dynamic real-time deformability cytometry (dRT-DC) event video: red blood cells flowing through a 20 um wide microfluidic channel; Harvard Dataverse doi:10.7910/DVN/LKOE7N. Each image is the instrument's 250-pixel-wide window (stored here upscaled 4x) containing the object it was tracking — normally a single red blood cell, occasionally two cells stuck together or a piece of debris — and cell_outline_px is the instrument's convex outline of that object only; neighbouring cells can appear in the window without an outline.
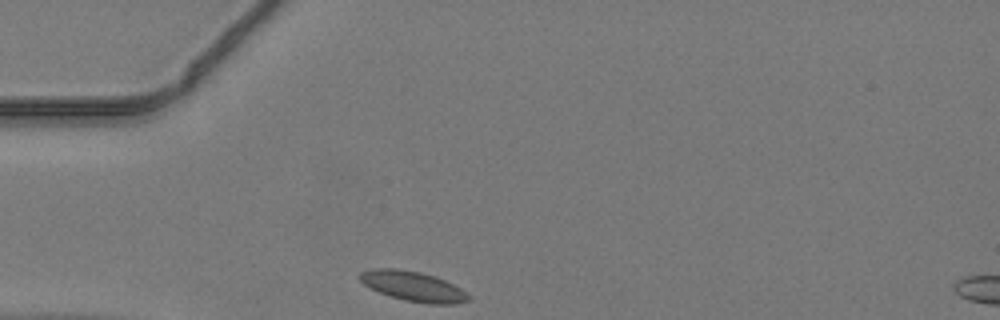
{"species": "common noctule bat (a hibernating species)", "species_latin": "Nyctalus noctula", "temperature_condition": "warm", "stored_images_in_passage": 28, "camera_frame_rate_fps": 3000, "um_per_image_px": 0.085, "animal": {"sex": "male", "body_mass_g": 19.2, "forearm_length_mm": 51.8}, "frame": {"image": 1, "passage_image": 1, "time_ms": 0.0, "image_size_px": [1000, 320], "cell_outline_px": [[472, 300], [456, 304], [428, 304], [404, 300], [380, 292], [364, 284], [360, 280], [360, 272], [372, 268], [400, 268], [420, 272], [436, 276], [460, 288]], "centroid_in_image_um": [35.13, 24.32], "position_along_channel_um": 49.9, "area_um2": 18.84}}
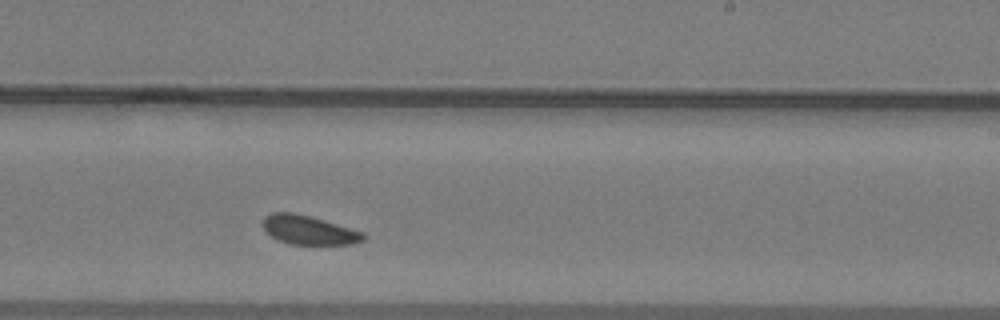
{"frame": {"image": 2, "passage_image": 17, "time_ms": 5.333, "image_size_px": [1000, 320], "cell_outline_px": [[368, 236], [364, 240], [352, 244], [288, 244], [276, 240], [264, 228], [264, 216], [272, 212], [292, 212], [308, 216], [364, 232]], "centroid_in_image_um": [26.26, 19.56], "position_along_channel_um": 262.7, "area_um2": 16.82}}
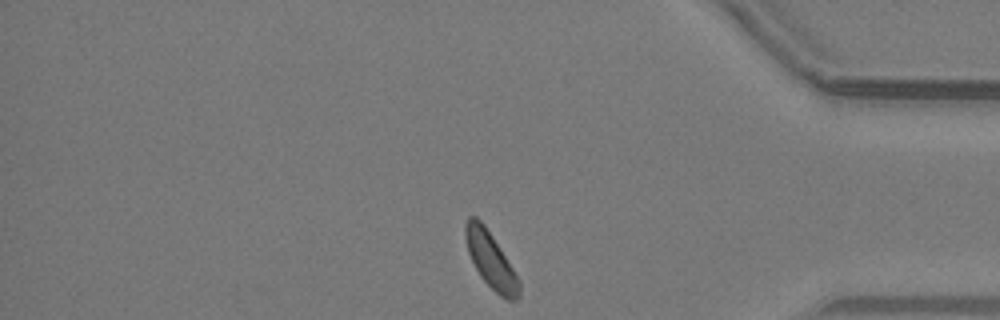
{"frame": {"image": 3, "passage_image": 28, "time_ms": 9.0, "image_size_px": [1000, 320], "cell_outline_px": [[520, 296], [516, 300], [508, 300], [500, 296], [480, 276], [468, 252], [464, 236], [464, 224], [468, 216], [476, 216], [484, 224], [492, 236], [520, 280]], "centroid_in_image_um": [41.7, 22.09], "position_along_channel_um": 393.5, "area_um2": 17.4}}